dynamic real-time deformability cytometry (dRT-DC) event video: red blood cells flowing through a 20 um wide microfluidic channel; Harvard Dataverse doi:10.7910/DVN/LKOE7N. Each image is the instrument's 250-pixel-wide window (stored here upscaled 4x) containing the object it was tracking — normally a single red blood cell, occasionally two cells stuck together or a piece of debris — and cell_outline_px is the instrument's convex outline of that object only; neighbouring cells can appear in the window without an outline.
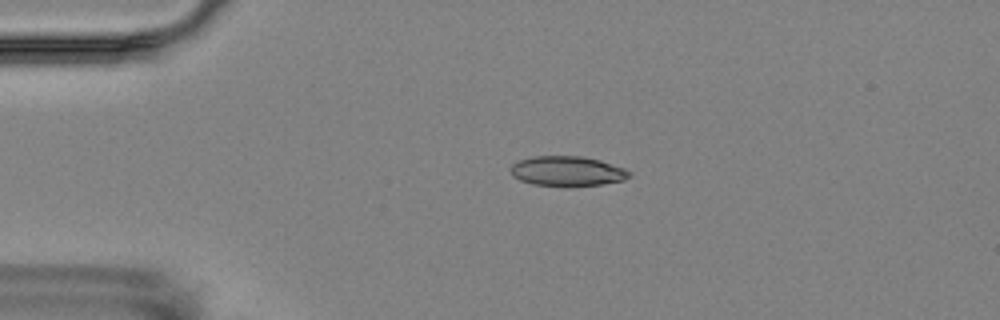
{"species": "Egyptian fruit bat (a non-hibernating species)", "species_latin": "Rousettus aegyptiacus", "temperature_condition": "room temperature", "stored_images_in_passage": 5, "camera_frame_rate_fps": 3000, "um_per_image_px": 0.085, "animal": {"sex": "female"}, "frame": {"image": 1, "passage_image": 3, "time_ms": 2.333, "image_size_px": [1000, 320], "cell_outline_px": [[632, 176], [624, 180], [600, 184], [532, 184], [520, 180], [512, 176], [512, 164], [520, 160], [532, 156], [580, 156], [600, 160], [624, 168], [632, 172]], "centroid_in_image_um": [48.24, 14.51], "position_along_channel_um": 36.8, "area_um2": 20.06}}